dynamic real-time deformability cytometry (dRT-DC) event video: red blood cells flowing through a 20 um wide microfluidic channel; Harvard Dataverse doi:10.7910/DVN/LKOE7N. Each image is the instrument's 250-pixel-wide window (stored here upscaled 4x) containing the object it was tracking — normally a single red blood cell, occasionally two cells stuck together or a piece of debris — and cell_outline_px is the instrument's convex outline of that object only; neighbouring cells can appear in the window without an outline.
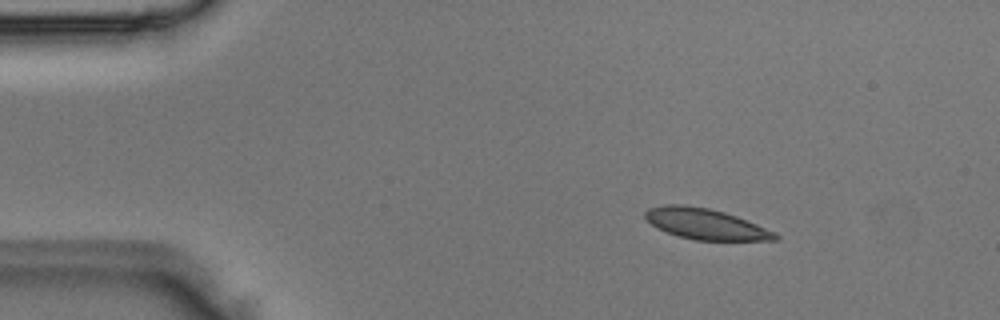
{"species": "Egyptian fruit bat (a non-hibernating species)", "species_latin": "Rousettus aegyptiacus", "temperature_condition": "room temperature", "stored_images_in_passage": 3, "camera_frame_rate_fps": 3000, "um_per_image_px": 0.085, "animal": {"sex": "male"}, "frame": {"image": 1, "passage_image": 1, "time_ms": 0.0, "image_size_px": [1000, 320], "cell_outline_px": [[780, 236], [776, 240], [696, 240], [680, 236], [656, 228], [644, 216], [644, 212], [648, 208], [664, 204], [680, 204], [708, 208], [724, 212], [736, 216], [776, 232]], "centroid_in_image_um": [59.96, 19.03], "position_along_channel_um": 25.0, "area_um2": 23.12}}